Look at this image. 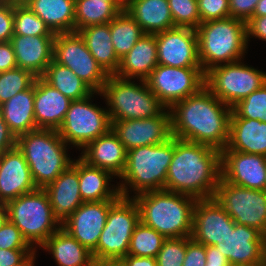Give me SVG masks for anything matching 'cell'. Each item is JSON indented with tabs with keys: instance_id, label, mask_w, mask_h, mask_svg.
I'll use <instances>...</instances> for the list:
<instances>
[{
	"instance_id": "obj_1",
	"label": "cell",
	"mask_w": 266,
	"mask_h": 266,
	"mask_svg": "<svg viewBox=\"0 0 266 266\" xmlns=\"http://www.w3.org/2000/svg\"><path fill=\"white\" fill-rule=\"evenodd\" d=\"M172 137L222 151L229 141L232 108L206 86L170 108Z\"/></svg>"
},
{
	"instance_id": "obj_2",
	"label": "cell",
	"mask_w": 266,
	"mask_h": 266,
	"mask_svg": "<svg viewBox=\"0 0 266 266\" xmlns=\"http://www.w3.org/2000/svg\"><path fill=\"white\" fill-rule=\"evenodd\" d=\"M220 178V150L174 137L165 190L207 199L214 196Z\"/></svg>"
},
{
	"instance_id": "obj_3",
	"label": "cell",
	"mask_w": 266,
	"mask_h": 266,
	"mask_svg": "<svg viewBox=\"0 0 266 266\" xmlns=\"http://www.w3.org/2000/svg\"><path fill=\"white\" fill-rule=\"evenodd\" d=\"M140 221L166 239L191 237L196 198L165 189L133 195Z\"/></svg>"
},
{
	"instance_id": "obj_4",
	"label": "cell",
	"mask_w": 266,
	"mask_h": 266,
	"mask_svg": "<svg viewBox=\"0 0 266 266\" xmlns=\"http://www.w3.org/2000/svg\"><path fill=\"white\" fill-rule=\"evenodd\" d=\"M202 71L242 60L248 49L246 22L228 17L200 23L196 29Z\"/></svg>"
},
{
	"instance_id": "obj_5",
	"label": "cell",
	"mask_w": 266,
	"mask_h": 266,
	"mask_svg": "<svg viewBox=\"0 0 266 266\" xmlns=\"http://www.w3.org/2000/svg\"><path fill=\"white\" fill-rule=\"evenodd\" d=\"M16 146L30 168L37 188L51 184L73 162L67 154V144L58 131L36 129L17 137Z\"/></svg>"
},
{
	"instance_id": "obj_6",
	"label": "cell",
	"mask_w": 266,
	"mask_h": 266,
	"mask_svg": "<svg viewBox=\"0 0 266 266\" xmlns=\"http://www.w3.org/2000/svg\"><path fill=\"white\" fill-rule=\"evenodd\" d=\"M173 154L174 137L161 144L128 150L126 167L120 176V179L124 181L118 184L120 195L130 198L127 185L136 195L165 189L167 172Z\"/></svg>"
},
{
	"instance_id": "obj_7",
	"label": "cell",
	"mask_w": 266,
	"mask_h": 266,
	"mask_svg": "<svg viewBox=\"0 0 266 266\" xmlns=\"http://www.w3.org/2000/svg\"><path fill=\"white\" fill-rule=\"evenodd\" d=\"M139 81L140 85L130 79L109 75L102 91L97 94L105 98L111 122L151 118L167 109L145 80Z\"/></svg>"
},
{
	"instance_id": "obj_8",
	"label": "cell",
	"mask_w": 266,
	"mask_h": 266,
	"mask_svg": "<svg viewBox=\"0 0 266 266\" xmlns=\"http://www.w3.org/2000/svg\"><path fill=\"white\" fill-rule=\"evenodd\" d=\"M8 220L20 231L28 244L41 247L61 225L52 215L48 194L44 189L23 194L6 203ZM35 245V247H34Z\"/></svg>"
},
{
	"instance_id": "obj_9",
	"label": "cell",
	"mask_w": 266,
	"mask_h": 266,
	"mask_svg": "<svg viewBox=\"0 0 266 266\" xmlns=\"http://www.w3.org/2000/svg\"><path fill=\"white\" fill-rule=\"evenodd\" d=\"M139 222L140 211L134 198L121 196L109 209L93 258L121 260L125 257Z\"/></svg>"
},
{
	"instance_id": "obj_10",
	"label": "cell",
	"mask_w": 266,
	"mask_h": 266,
	"mask_svg": "<svg viewBox=\"0 0 266 266\" xmlns=\"http://www.w3.org/2000/svg\"><path fill=\"white\" fill-rule=\"evenodd\" d=\"M266 83V73L241 60L215 66L205 73V86L231 108Z\"/></svg>"
},
{
	"instance_id": "obj_11",
	"label": "cell",
	"mask_w": 266,
	"mask_h": 266,
	"mask_svg": "<svg viewBox=\"0 0 266 266\" xmlns=\"http://www.w3.org/2000/svg\"><path fill=\"white\" fill-rule=\"evenodd\" d=\"M93 92L81 100L71 101L65 119L58 129L60 137L67 145L85 148L91 141L106 134L111 129L108 111L90 102Z\"/></svg>"
},
{
	"instance_id": "obj_12",
	"label": "cell",
	"mask_w": 266,
	"mask_h": 266,
	"mask_svg": "<svg viewBox=\"0 0 266 266\" xmlns=\"http://www.w3.org/2000/svg\"><path fill=\"white\" fill-rule=\"evenodd\" d=\"M215 200L237 224L253 227L266 234V191L233 185L222 177Z\"/></svg>"
},
{
	"instance_id": "obj_13",
	"label": "cell",
	"mask_w": 266,
	"mask_h": 266,
	"mask_svg": "<svg viewBox=\"0 0 266 266\" xmlns=\"http://www.w3.org/2000/svg\"><path fill=\"white\" fill-rule=\"evenodd\" d=\"M53 60L70 68L94 92H101L109 77L92 56L78 32L55 35Z\"/></svg>"
},
{
	"instance_id": "obj_14",
	"label": "cell",
	"mask_w": 266,
	"mask_h": 266,
	"mask_svg": "<svg viewBox=\"0 0 266 266\" xmlns=\"http://www.w3.org/2000/svg\"><path fill=\"white\" fill-rule=\"evenodd\" d=\"M148 88L169 109L205 86L202 67H169L158 64L145 79Z\"/></svg>"
},
{
	"instance_id": "obj_15",
	"label": "cell",
	"mask_w": 266,
	"mask_h": 266,
	"mask_svg": "<svg viewBox=\"0 0 266 266\" xmlns=\"http://www.w3.org/2000/svg\"><path fill=\"white\" fill-rule=\"evenodd\" d=\"M166 110L151 118L112 121L111 129L127 151L167 142L172 138V132L170 111Z\"/></svg>"
},
{
	"instance_id": "obj_16",
	"label": "cell",
	"mask_w": 266,
	"mask_h": 266,
	"mask_svg": "<svg viewBox=\"0 0 266 266\" xmlns=\"http://www.w3.org/2000/svg\"><path fill=\"white\" fill-rule=\"evenodd\" d=\"M216 246L230 266H266L265 237L256 228L235 223L233 230Z\"/></svg>"
},
{
	"instance_id": "obj_17",
	"label": "cell",
	"mask_w": 266,
	"mask_h": 266,
	"mask_svg": "<svg viewBox=\"0 0 266 266\" xmlns=\"http://www.w3.org/2000/svg\"><path fill=\"white\" fill-rule=\"evenodd\" d=\"M158 64L169 67H201L195 29L174 27L155 34Z\"/></svg>"
},
{
	"instance_id": "obj_18",
	"label": "cell",
	"mask_w": 266,
	"mask_h": 266,
	"mask_svg": "<svg viewBox=\"0 0 266 266\" xmlns=\"http://www.w3.org/2000/svg\"><path fill=\"white\" fill-rule=\"evenodd\" d=\"M235 222L214 197L198 199L193 210L191 238L205 246L222 243Z\"/></svg>"
},
{
	"instance_id": "obj_19",
	"label": "cell",
	"mask_w": 266,
	"mask_h": 266,
	"mask_svg": "<svg viewBox=\"0 0 266 266\" xmlns=\"http://www.w3.org/2000/svg\"><path fill=\"white\" fill-rule=\"evenodd\" d=\"M221 177L236 186L265 190L266 156L222 150Z\"/></svg>"
},
{
	"instance_id": "obj_20",
	"label": "cell",
	"mask_w": 266,
	"mask_h": 266,
	"mask_svg": "<svg viewBox=\"0 0 266 266\" xmlns=\"http://www.w3.org/2000/svg\"><path fill=\"white\" fill-rule=\"evenodd\" d=\"M116 201L83 202L61 227L93 252L105 227L109 209Z\"/></svg>"
},
{
	"instance_id": "obj_21",
	"label": "cell",
	"mask_w": 266,
	"mask_h": 266,
	"mask_svg": "<svg viewBox=\"0 0 266 266\" xmlns=\"http://www.w3.org/2000/svg\"><path fill=\"white\" fill-rule=\"evenodd\" d=\"M36 189L30 168L17 146L0 154V202L7 203Z\"/></svg>"
},
{
	"instance_id": "obj_22",
	"label": "cell",
	"mask_w": 266,
	"mask_h": 266,
	"mask_svg": "<svg viewBox=\"0 0 266 266\" xmlns=\"http://www.w3.org/2000/svg\"><path fill=\"white\" fill-rule=\"evenodd\" d=\"M52 207V215L62 225L83 203L79 189L78 159L44 188Z\"/></svg>"
},
{
	"instance_id": "obj_23",
	"label": "cell",
	"mask_w": 266,
	"mask_h": 266,
	"mask_svg": "<svg viewBox=\"0 0 266 266\" xmlns=\"http://www.w3.org/2000/svg\"><path fill=\"white\" fill-rule=\"evenodd\" d=\"M71 101L42 77H37L34 82L36 127L58 131L65 119Z\"/></svg>"
},
{
	"instance_id": "obj_24",
	"label": "cell",
	"mask_w": 266,
	"mask_h": 266,
	"mask_svg": "<svg viewBox=\"0 0 266 266\" xmlns=\"http://www.w3.org/2000/svg\"><path fill=\"white\" fill-rule=\"evenodd\" d=\"M55 36L13 35L11 43L17 66L42 77L53 60V42Z\"/></svg>"
},
{
	"instance_id": "obj_25",
	"label": "cell",
	"mask_w": 266,
	"mask_h": 266,
	"mask_svg": "<svg viewBox=\"0 0 266 266\" xmlns=\"http://www.w3.org/2000/svg\"><path fill=\"white\" fill-rule=\"evenodd\" d=\"M81 154L89 165L107 170L119 178L127 163V150L112 129L91 141Z\"/></svg>"
},
{
	"instance_id": "obj_26",
	"label": "cell",
	"mask_w": 266,
	"mask_h": 266,
	"mask_svg": "<svg viewBox=\"0 0 266 266\" xmlns=\"http://www.w3.org/2000/svg\"><path fill=\"white\" fill-rule=\"evenodd\" d=\"M158 65L155 34H144L134 47L120 59L116 76L145 80Z\"/></svg>"
},
{
	"instance_id": "obj_27",
	"label": "cell",
	"mask_w": 266,
	"mask_h": 266,
	"mask_svg": "<svg viewBox=\"0 0 266 266\" xmlns=\"http://www.w3.org/2000/svg\"><path fill=\"white\" fill-rule=\"evenodd\" d=\"M223 150L266 156V122L230 118L229 141Z\"/></svg>"
},
{
	"instance_id": "obj_28",
	"label": "cell",
	"mask_w": 266,
	"mask_h": 266,
	"mask_svg": "<svg viewBox=\"0 0 266 266\" xmlns=\"http://www.w3.org/2000/svg\"><path fill=\"white\" fill-rule=\"evenodd\" d=\"M125 10L145 34H156L175 27L168 0H132Z\"/></svg>"
},
{
	"instance_id": "obj_29",
	"label": "cell",
	"mask_w": 266,
	"mask_h": 266,
	"mask_svg": "<svg viewBox=\"0 0 266 266\" xmlns=\"http://www.w3.org/2000/svg\"><path fill=\"white\" fill-rule=\"evenodd\" d=\"M79 189L83 202L118 200L121 195L118 186L109 187L113 175L104 169L89 165L78 158ZM112 187V189H111ZM114 188V189H113Z\"/></svg>"
},
{
	"instance_id": "obj_30",
	"label": "cell",
	"mask_w": 266,
	"mask_h": 266,
	"mask_svg": "<svg viewBox=\"0 0 266 266\" xmlns=\"http://www.w3.org/2000/svg\"><path fill=\"white\" fill-rule=\"evenodd\" d=\"M24 4L39 16L53 33L75 32V0H26Z\"/></svg>"
},
{
	"instance_id": "obj_31",
	"label": "cell",
	"mask_w": 266,
	"mask_h": 266,
	"mask_svg": "<svg viewBox=\"0 0 266 266\" xmlns=\"http://www.w3.org/2000/svg\"><path fill=\"white\" fill-rule=\"evenodd\" d=\"M53 255L58 266H91L92 252L60 227L40 247Z\"/></svg>"
},
{
	"instance_id": "obj_32",
	"label": "cell",
	"mask_w": 266,
	"mask_h": 266,
	"mask_svg": "<svg viewBox=\"0 0 266 266\" xmlns=\"http://www.w3.org/2000/svg\"><path fill=\"white\" fill-rule=\"evenodd\" d=\"M0 112L16 137L38 129L34 117V84L1 104Z\"/></svg>"
},
{
	"instance_id": "obj_33",
	"label": "cell",
	"mask_w": 266,
	"mask_h": 266,
	"mask_svg": "<svg viewBox=\"0 0 266 266\" xmlns=\"http://www.w3.org/2000/svg\"><path fill=\"white\" fill-rule=\"evenodd\" d=\"M78 33L103 70L108 75H115L120 59L114 51L109 23L87 26L80 29Z\"/></svg>"
},
{
	"instance_id": "obj_34",
	"label": "cell",
	"mask_w": 266,
	"mask_h": 266,
	"mask_svg": "<svg viewBox=\"0 0 266 266\" xmlns=\"http://www.w3.org/2000/svg\"><path fill=\"white\" fill-rule=\"evenodd\" d=\"M42 78L72 101L84 99L94 92L70 68L54 60L48 65Z\"/></svg>"
},
{
	"instance_id": "obj_35",
	"label": "cell",
	"mask_w": 266,
	"mask_h": 266,
	"mask_svg": "<svg viewBox=\"0 0 266 266\" xmlns=\"http://www.w3.org/2000/svg\"><path fill=\"white\" fill-rule=\"evenodd\" d=\"M124 10L121 3L75 0V32L87 26L109 23Z\"/></svg>"
},
{
	"instance_id": "obj_36",
	"label": "cell",
	"mask_w": 266,
	"mask_h": 266,
	"mask_svg": "<svg viewBox=\"0 0 266 266\" xmlns=\"http://www.w3.org/2000/svg\"><path fill=\"white\" fill-rule=\"evenodd\" d=\"M109 26L114 51L119 59L125 56L145 34L126 10L109 22Z\"/></svg>"
},
{
	"instance_id": "obj_37",
	"label": "cell",
	"mask_w": 266,
	"mask_h": 266,
	"mask_svg": "<svg viewBox=\"0 0 266 266\" xmlns=\"http://www.w3.org/2000/svg\"><path fill=\"white\" fill-rule=\"evenodd\" d=\"M165 240L159 232L140 221L132 233L127 254L156 258Z\"/></svg>"
},
{
	"instance_id": "obj_38",
	"label": "cell",
	"mask_w": 266,
	"mask_h": 266,
	"mask_svg": "<svg viewBox=\"0 0 266 266\" xmlns=\"http://www.w3.org/2000/svg\"><path fill=\"white\" fill-rule=\"evenodd\" d=\"M14 35L55 36L45 22L24 3H14Z\"/></svg>"
},
{
	"instance_id": "obj_39",
	"label": "cell",
	"mask_w": 266,
	"mask_h": 266,
	"mask_svg": "<svg viewBox=\"0 0 266 266\" xmlns=\"http://www.w3.org/2000/svg\"><path fill=\"white\" fill-rule=\"evenodd\" d=\"M31 72L16 67L0 73V105L17 93L29 89L35 82Z\"/></svg>"
},
{
	"instance_id": "obj_40",
	"label": "cell",
	"mask_w": 266,
	"mask_h": 266,
	"mask_svg": "<svg viewBox=\"0 0 266 266\" xmlns=\"http://www.w3.org/2000/svg\"><path fill=\"white\" fill-rule=\"evenodd\" d=\"M230 118H247L266 122V83L234 105Z\"/></svg>"
},
{
	"instance_id": "obj_41",
	"label": "cell",
	"mask_w": 266,
	"mask_h": 266,
	"mask_svg": "<svg viewBox=\"0 0 266 266\" xmlns=\"http://www.w3.org/2000/svg\"><path fill=\"white\" fill-rule=\"evenodd\" d=\"M175 27L197 29L200 25L197 0H168Z\"/></svg>"
},
{
	"instance_id": "obj_42",
	"label": "cell",
	"mask_w": 266,
	"mask_h": 266,
	"mask_svg": "<svg viewBox=\"0 0 266 266\" xmlns=\"http://www.w3.org/2000/svg\"><path fill=\"white\" fill-rule=\"evenodd\" d=\"M186 246L187 237L166 239L156 256L157 266H182Z\"/></svg>"
},
{
	"instance_id": "obj_43",
	"label": "cell",
	"mask_w": 266,
	"mask_h": 266,
	"mask_svg": "<svg viewBox=\"0 0 266 266\" xmlns=\"http://www.w3.org/2000/svg\"><path fill=\"white\" fill-rule=\"evenodd\" d=\"M200 23L230 17L229 0H197Z\"/></svg>"
},
{
	"instance_id": "obj_44",
	"label": "cell",
	"mask_w": 266,
	"mask_h": 266,
	"mask_svg": "<svg viewBox=\"0 0 266 266\" xmlns=\"http://www.w3.org/2000/svg\"><path fill=\"white\" fill-rule=\"evenodd\" d=\"M0 249H33L9 220L0 229Z\"/></svg>"
},
{
	"instance_id": "obj_45",
	"label": "cell",
	"mask_w": 266,
	"mask_h": 266,
	"mask_svg": "<svg viewBox=\"0 0 266 266\" xmlns=\"http://www.w3.org/2000/svg\"><path fill=\"white\" fill-rule=\"evenodd\" d=\"M14 3L0 1V42H10L14 35Z\"/></svg>"
},
{
	"instance_id": "obj_46",
	"label": "cell",
	"mask_w": 266,
	"mask_h": 266,
	"mask_svg": "<svg viewBox=\"0 0 266 266\" xmlns=\"http://www.w3.org/2000/svg\"><path fill=\"white\" fill-rule=\"evenodd\" d=\"M206 246L187 237L186 255L182 266H205Z\"/></svg>"
},
{
	"instance_id": "obj_47",
	"label": "cell",
	"mask_w": 266,
	"mask_h": 266,
	"mask_svg": "<svg viewBox=\"0 0 266 266\" xmlns=\"http://www.w3.org/2000/svg\"><path fill=\"white\" fill-rule=\"evenodd\" d=\"M259 0H229L230 17L247 22L252 16Z\"/></svg>"
},
{
	"instance_id": "obj_48",
	"label": "cell",
	"mask_w": 266,
	"mask_h": 266,
	"mask_svg": "<svg viewBox=\"0 0 266 266\" xmlns=\"http://www.w3.org/2000/svg\"><path fill=\"white\" fill-rule=\"evenodd\" d=\"M36 249H0V266H13L21 263Z\"/></svg>"
},
{
	"instance_id": "obj_49",
	"label": "cell",
	"mask_w": 266,
	"mask_h": 266,
	"mask_svg": "<svg viewBox=\"0 0 266 266\" xmlns=\"http://www.w3.org/2000/svg\"><path fill=\"white\" fill-rule=\"evenodd\" d=\"M246 32L247 43L251 38L250 36L266 41V16L251 17L246 22Z\"/></svg>"
},
{
	"instance_id": "obj_50",
	"label": "cell",
	"mask_w": 266,
	"mask_h": 266,
	"mask_svg": "<svg viewBox=\"0 0 266 266\" xmlns=\"http://www.w3.org/2000/svg\"><path fill=\"white\" fill-rule=\"evenodd\" d=\"M18 67L11 42H0V73Z\"/></svg>"
},
{
	"instance_id": "obj_51",
	"label": "cell",
	"mask_w": 266,
	"mask_h": 266,
	"mask_svg": "<svg viewBox=\"0 0 266 266\" xmlns=\"http://www.w3.org/2000/svg\"><path fill=\"white\" fill-rule=\"evenodd\" d=\"M17 137L10 130L0 112V154L16 146Z\"/></svg>"
},
{
	"instance_id": "obj_52",
	"label": "cell",
	"mask_w": 266,
	"mask_h": 266,
	"mask_svg": "<svg viewBox=\"0 0 266 266\" xmlns=\"http://www.w3.org/2000/svg\"><path fill=\"white\" fill-rule=\"evenodd\" d=\"M124 266H157L156 258L140 257L127 254L121 259Z\"/></svg>"
},
{
	"instance_id": "obj_53",
	"label": "cell",
	"mask_w": 266,
	"mask_h": 266,
	"mask_svg": "<svg viewBox=\"0 0 266 266\" xmlns=\"http://www.w3.org/2000/svg\"><path fill=\"white\" fill-rule=\"evenodd\" d=\"M206 263H215L221 265H230L228 259L214 245L206 246Z\"/></svg>"
},
{
	"instance_id": "obj_54",
	"label": "cell",
	"mask_w": 266,
	"mask_h": 266,
	"mask_svg": "<svg viewBox=\"0 0 266 266\" xmlns=\"http://www.w3.org/2000/svg\"><path fill=\"white\" fill-rule=\"evenodd\" d=\"M91 266H124L121 260L93 259Z\"/></svg>"
},
{
	"instance_id": "obj_55",
	"label": "cell",
	"mask_w": 266,
	"mask_h": 266,
	"mask_svg": "<svg viewBox=\"0 0 266 266\" xmlns=\"http://www.w3.org/2000/svg\"><path fill=\"white\" fill-rule=\"evenodd\" d=\"M266 16V0H259L252 17Z\"/></svg>"
},
{
	"instance_id": "obj_56",
	"label": "cell",
	"mask_w": 266,
	"mask_h": 266,
	"mask_svg": "<svg viewBox=\"0 0 266 266\" xmlns=\"http://www.w3.org/2000/svg\"><path fill=\"white\" fill-rule=\"evenodd\" d=\"M8 221V211L6 203L0 202V229Z\"/></svg>"
},
{
	"instance_id": "obj_57",
	"label": "cell",
	"mask_w": 266,
	"mask_h": 266,
	"mask_svg": "<svg viewBox=\"0 0 266 266\" xmlns=\"http://www.w3.org/2000/svg\"><path fill=\"white\" fill-rule=\"evenodd\" d=\"M37 251H33L30 253L21 263L13 265V266H35V256Z\"/></svg>"
},
{
	"instance_id": "obj_58",
	"label": "cell",
	"mask_w": 266,
	"mask_h": 266,
	"mask_svg": "<svg viewBox=\"0 0 266 266\" xmlns=\"http://www.w3.org/2000/svg\"><path fill=\"white\" fill-rule=\"evenodd\" d=\"M0 1H6L11 3H24L26 0H0Z\"/></svg>"
},
{
	"instance_id": "obj_59",
	"label": "cell",
	"mask_w": 266,
	"mask_h": 266,
	"mask_svg": "<svg viewBox=\"0 0 266 266\" xmlns=\"http://www.w3.org/2000/svg\"><path fill=\"white\" fill-rule=\"evenodd\" d=\"M119 1L124 7H126L132 0H119Z\"/></svg>"
},
{
	"instance_id": "obj_60",
	"label": "cell",
	"mask_w": 266,
	"mask_h": 266,
	"mask_svg": "<svg viewBox=\"0 0 266 266\" xmlns=\"http://www.w3.org/2000/svg\"><path fill=\"white\" fill-rule=\"evenodd\" d=\"M205 266H230V265H221V264H215V263H206Z\"/></svg>"
},
{
	"instance_id": "obj_61",
	"label": "cell",
	"mask_w": 266,
	"mask_h": 266,
	"mask_svg": "<svg viewBox=\"0 0 266 266\" xmlns=\"http://www.w3.org/2000/svg\"><path fill=\"white\" fill-rule=\"evenodd\" d=\"M103 1L110 2V3H120L119 0H103Z\"/></svg>"
},
{
	"instance_id": "obj_62",
	"label": "cell",
	"mask_w": 266,
	"mask_h": 266,
	"mask_svg": "<svg viewBox=\"0 0 266 266\" xmlns=\"http://www.w3.org/2000/svg\"><path fill=\"white\" fill-rule=\"evenodd\" d=\"M265 237V255H266V234L264 235Z\"/></svg>"
}]
</instances>
